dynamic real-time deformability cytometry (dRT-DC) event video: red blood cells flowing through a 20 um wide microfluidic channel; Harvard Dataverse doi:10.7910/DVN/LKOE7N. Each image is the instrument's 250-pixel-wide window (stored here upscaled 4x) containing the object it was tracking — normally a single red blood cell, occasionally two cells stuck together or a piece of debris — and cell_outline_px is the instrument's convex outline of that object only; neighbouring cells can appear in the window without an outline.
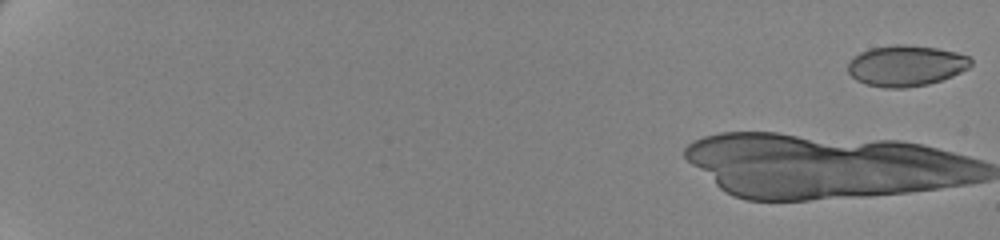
{"species": "human", "species_latin": "Homo sapiens", "temperature_condition": "cold", "stored_images_in_passage": 19, "camera_frame_rate_fps": 3000, "um_per_image_px": 0.085, "donor": {"sex": "female"}, "frame": {"image": 1, "passage_image": 1, "time_ms": 0.0, "image_size_px": [1000, 240], "cell_outline_px": [[972, 64], [968, 68], [952, 76], [928, 84], [904, 88], [884, 88], [864, 84], [856, 80], [848, 72], [848, 64], [852, 56], [860, 52], [872, 48], [896, 44], [904, 44], [936, 48], [956, 52], [968, 56], [972, 60]], "centroid_in_image_um": [76.98, 5.59], "position_along_channel_um": 8.0, "area_um2": 29.36}}